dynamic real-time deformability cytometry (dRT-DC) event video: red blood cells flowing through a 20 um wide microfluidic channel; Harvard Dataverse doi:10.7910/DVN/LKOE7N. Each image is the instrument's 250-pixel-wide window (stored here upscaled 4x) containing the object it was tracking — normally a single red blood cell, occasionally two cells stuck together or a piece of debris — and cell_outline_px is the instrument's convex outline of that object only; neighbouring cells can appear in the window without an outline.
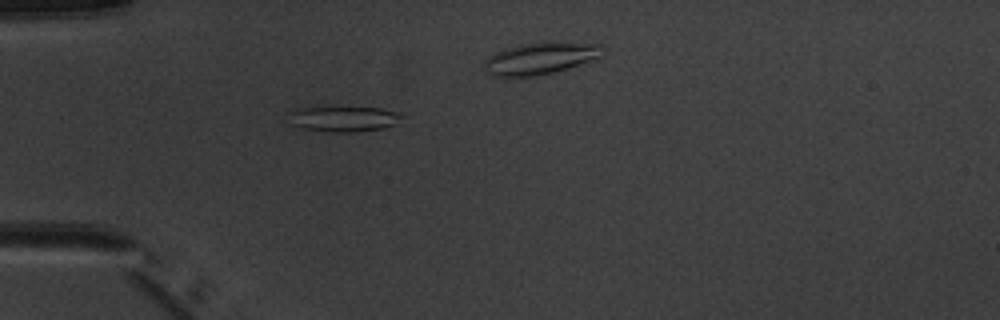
{"species": "common noctule bat (a hibernating species)", "species_latin": "Nyctalus noctula", "temperature_condition": "warm", "stored_images_in_passage": 6, "camera_frame_rate_fps": 3000, "um_per_image_px": 0.085, "animal": {"sex": "male", "body_mass_g": 20.1, "forearm_length_mm": 53.5}, "frame": {"image": 1, "passage_image": 5, "time_ms": 4.667, "image_size_px": [1000, 320], "cell_outline_px": [[404, 116], [392, 124], [384, 128], [356, 132], [328, 132], [300, 128], [292, 124], [288, 112], [300, 108], [380, 108], [400, 112]], "centroid_in_image_um": [29.2, 10.12], "position_along_channel_um": 55.8, "area_um2": 16.53}}